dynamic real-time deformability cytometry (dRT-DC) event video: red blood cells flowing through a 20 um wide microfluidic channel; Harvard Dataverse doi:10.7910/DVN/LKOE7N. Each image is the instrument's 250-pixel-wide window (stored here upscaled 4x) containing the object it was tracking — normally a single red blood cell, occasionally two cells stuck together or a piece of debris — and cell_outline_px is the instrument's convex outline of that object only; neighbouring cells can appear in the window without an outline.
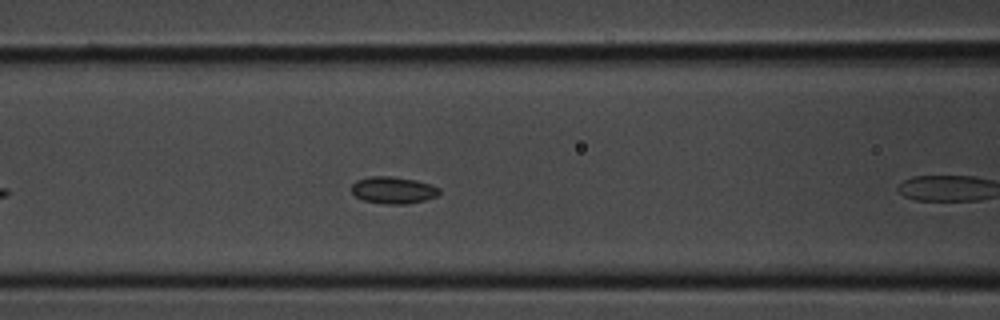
{"species": "common noctule bat (a hibernating species)", "species_latin": "Nyctalus noctula", "temperature_condition": "room temperature", "stored_images_in_passage": 23, "camera_frame_rate_fps": 3000, "um_per_image_px": 0.085, "animal": {"sex": "male", "body_mass_g": 20.1, "forearm_length_mm": 53.5}, "frame": {"image": 1, "passage_image": 7, "time_ms": 2.0, "image_size_px": [1000, 320], "cell_outline_px": [[440, 192], [436, 196], [424, 200], [404, 204], [388, 204], [364, 200], [356, 196], [352, 192], [352, 184], [356, 180], [368, 176], [392, 176], [416, 180], [440, 188]], "centroid_in_image_um": [33.4, 16.15], "position_along_channel_um": 133.2, "area_um2": 13.64}}
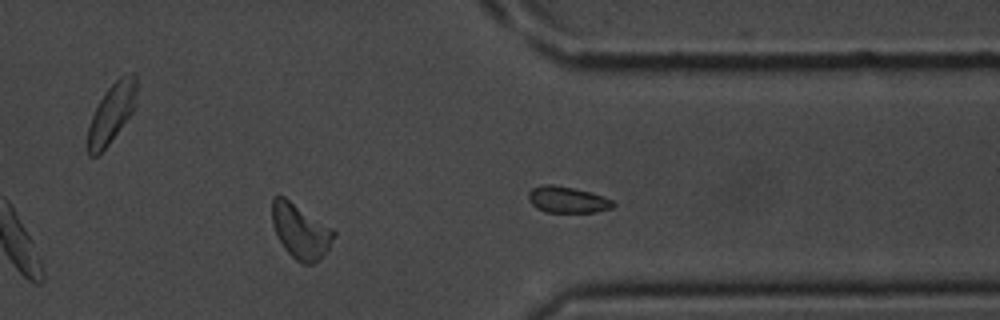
{"frame": {"image": 2, "passage_image": 20, "time_ms": 6.333, "image_size_px": [1000, 320], "cell_outline_px": [[336, 236], [328, 248], [312, 264], [300, 264], [284, 248], [272, 224], [272, 196], [284, 196], [332, 228], [336, 232]], "centroid_in_image_um": [25.53, 19.63], "position_along_channel_um": 385.9, "area_um2": 19.36}}